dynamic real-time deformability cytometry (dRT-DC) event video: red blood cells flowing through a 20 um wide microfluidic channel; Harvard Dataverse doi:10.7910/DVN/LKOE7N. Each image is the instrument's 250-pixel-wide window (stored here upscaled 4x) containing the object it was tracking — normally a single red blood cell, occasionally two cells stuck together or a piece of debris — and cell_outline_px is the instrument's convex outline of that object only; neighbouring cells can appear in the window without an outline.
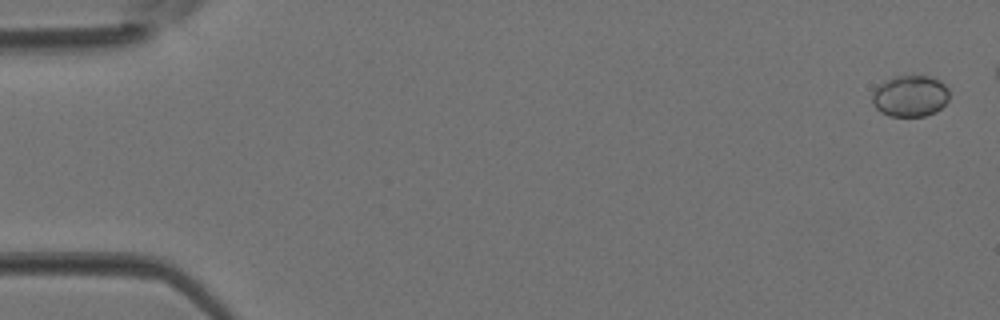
{"species": "Egyptian fruit bat (a non-hibernating species)", "species_latin": "Rousettus aegyptiacus", "temperature_condition": "room temperature", "stored_images_in_passage": 5, "camera_frame_rate_fps": 3000, "um_per_image_px": 0.085, "animal": {"sex": "female"}, "frame": {"image": 1, "passage_image": 1, "time_ms": 0.0, "image_size_px": [1000, 320], "cell_outline_px": [[948, 100], [936, 112], [924, 116], [888, 116], [880, 112], [872, 104], [872, 92], [884, 80], [892, 76], [928, 76], [940, 80], [948, 88]], "centroid_in_image_um": [77.34, 8.16], "position_along_channel_um": 7.7, "area_um2": 18.73}}